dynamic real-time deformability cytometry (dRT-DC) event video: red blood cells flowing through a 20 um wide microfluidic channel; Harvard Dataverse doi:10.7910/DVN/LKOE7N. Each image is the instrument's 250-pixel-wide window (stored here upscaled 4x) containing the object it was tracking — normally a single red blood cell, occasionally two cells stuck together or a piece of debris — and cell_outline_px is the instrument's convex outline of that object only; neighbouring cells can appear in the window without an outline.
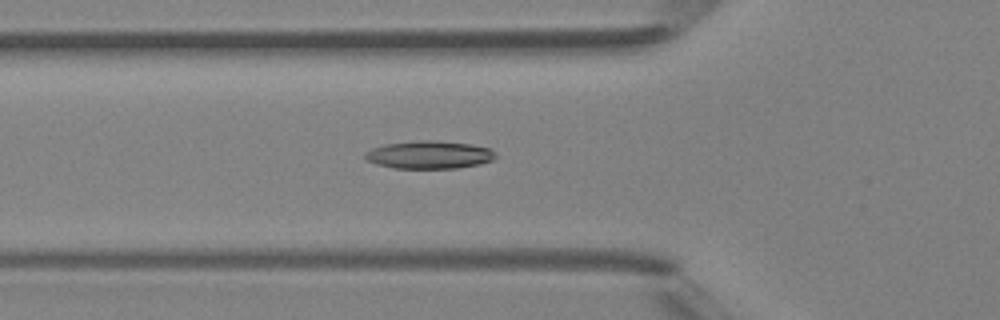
{"species": "Egyptian fruit bat (a non-hibernating species)", "species_latin": "Rousettus aegyptiacus", "temperature_condition": "room temperature", "stored_images_in_passage": 48, "camera_frame_rate_fps": 3000, "um_per_image_px": 0.085, "animal": {"sex": "female"}, "frame": {"image": 1, "passage_image": 17, "time_ms": 5.333, "image_size_px": [1000, 320], "cell_outline_px": [[496, 156], [492, 160], [480, 164], [456, 168], [392, 168], [376, 164], [368, 160], [364, 156], [364, 152], [372, 148], [384, 144], [420, 140], [432, 140], [472, 144], [492, 148], [496, 152]], "centroid_in_image_um": [36.5, 13.15], "position_along_channel_um": 89.3, "area_um2": 21.33}}
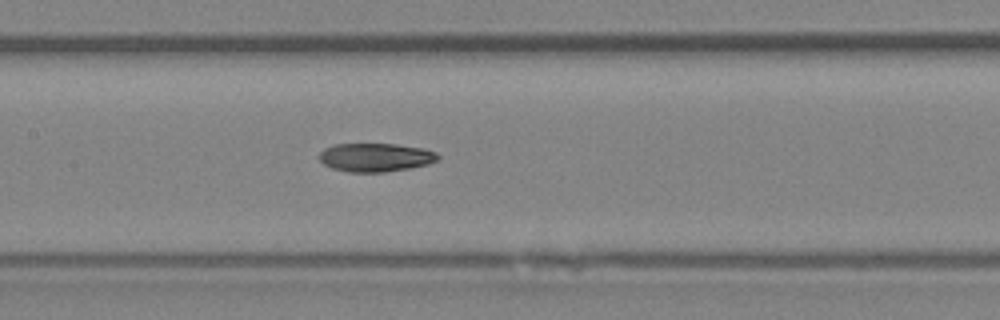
{"frame": {"image": 2, "passage_image": 23, "time_ms": 7.333, "image_size_px": [1000, 320], "cell_outline_px": [[440, 156], [436, 160], [428, 164], [408, 168], [384, 172], [348, 172], [332, 168], [324, 164], [320, 160], [320, 152], [324, 148], [336, 144], [396, 144], [424, 148], [436, 152]], "centroid_in_image_um": [31.92, 13.37], "position_along_channel_um": 175.5, "area_um2": 19.65}}
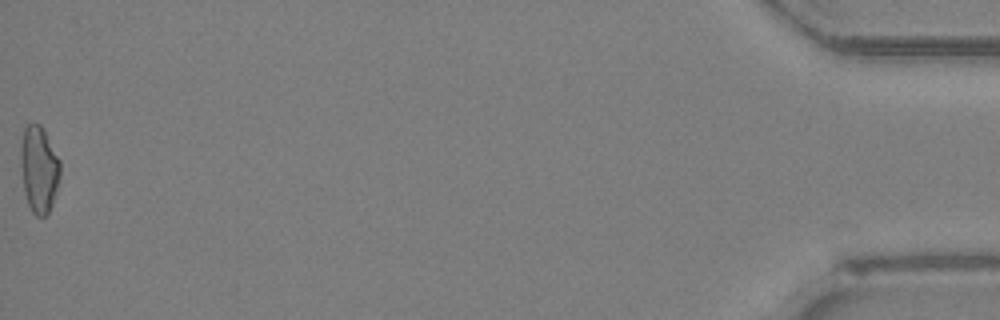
{"frame": {"image": 3, "passage_image": 48, "time_ms": 15.667, "image_size_px": [1000, 320], "cell_outline_px": [[60, 176], [52, 204], [48, 212], [44, 216], [36, 216], [32, 212], [28, 204], [24, 192], [20, 160], [20, 148], [24, 128], [28, 124], [40, 124], [44, 128], [60, 160]], "centroid_in_image_um": [3.31, 14.36], "position_along_channel_um": 431.9, "area_um2": 20.0}, "authors_computed_cell_mechanics": {"area_um2": 20.0566, "velocity_mm_per_s": 4.3081, "shape_relaxation_time_tau1_ms": null, "shape_relaxation_time_tau2_ms": 3.795, "deformation_change_tau1": null, "deformation_change_tau2": 0.1202}}